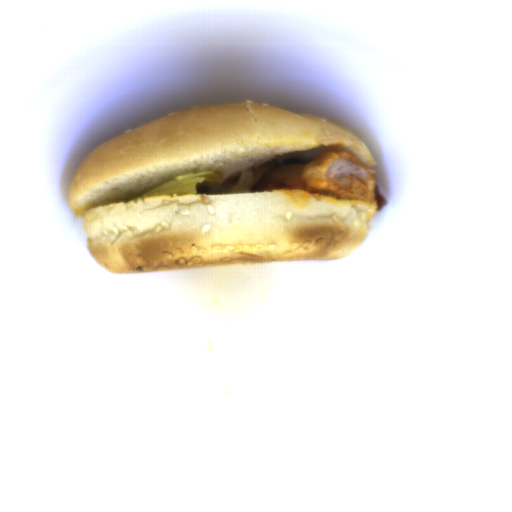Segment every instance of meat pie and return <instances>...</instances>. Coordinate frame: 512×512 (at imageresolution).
<instances>
[{"instance_id": "b5893723", "label": "meat pie", "mask_w": 512, "mask_h": 512, "mask_svg": "<svg viewBox=\"0 0 512 512\" xmlns=\"http://www.w3.org/2000/svg\"><path fill=\"white\" fill-rule=\"evenodd\" d=\"M377 170L352 152L332 151L304 163L276 165L250 191L308 190L342 199L374 202Z\"/></svg>"}]
</instances>
